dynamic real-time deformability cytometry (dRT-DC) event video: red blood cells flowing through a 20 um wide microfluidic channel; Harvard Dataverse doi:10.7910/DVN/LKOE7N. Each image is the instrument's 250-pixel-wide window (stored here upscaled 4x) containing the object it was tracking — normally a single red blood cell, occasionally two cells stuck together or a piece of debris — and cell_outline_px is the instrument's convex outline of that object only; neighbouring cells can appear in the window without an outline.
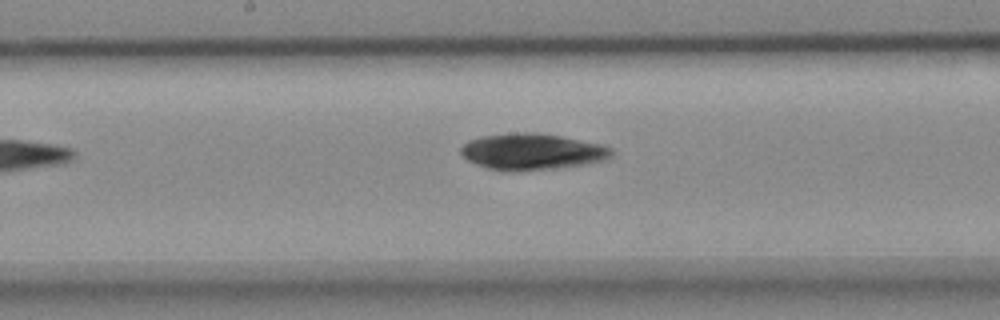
{"species": "common noctule bat (a hibernating species)", "species_latin": "Nyctalus noctula", "temperature_condition": "cold", "stored_images_in_passage": 9, "camera_frame_rate_fps": 3000, "um_per_image_px": 0.085, "animal": {"sex": "female", "body_mass_g": 18.4}, "frame": {"image": 1, "passage_image": 7, "time_ms": 2.0, "image_size_px": [1000, 320], "cell_outline_px": [[612, 152], [608, 156], [600, 160], [580, 164], [548, 168], [488, 168], [476, 164], [468, 160], [460, 152], [460, 148], [468, 140], [480, 136], [512, 132], [536, 132], [560, 136], [600, 144], [612, 148]], "centroid_in_image_um": [45.15, 12.82], "position_along_channel_um": 203.0, "area_um2": 30.46}}
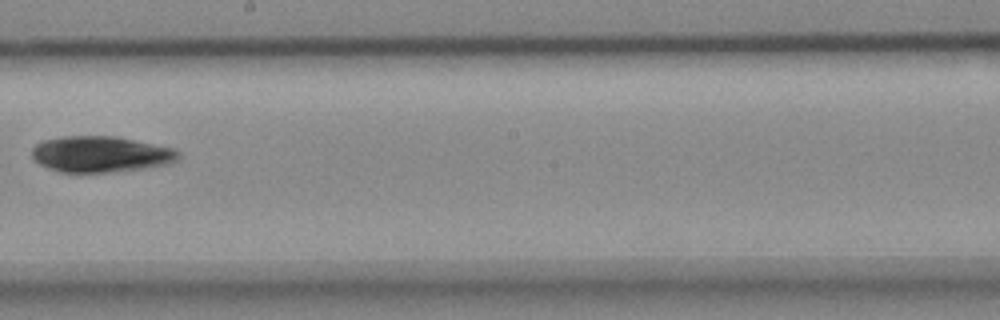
{"frame": {"image": 2, "passage_image": 8, "time_ms": 2.333, "image_size_px": [1000, 320], "cell_outline_px": [[180, 152], [172, 160], [160, 164], [140, 168], [108, 172], [60, 172], [48, 168], [40, 164], [32, 156], [32, 148], [36, 144], [44, 140], [60, 136], [116, 136], [172, 148]], "centroid_in_image_um": [8.44, 13.09], "position_along_channel_um": 239.8, "area_um2": 30.06}}
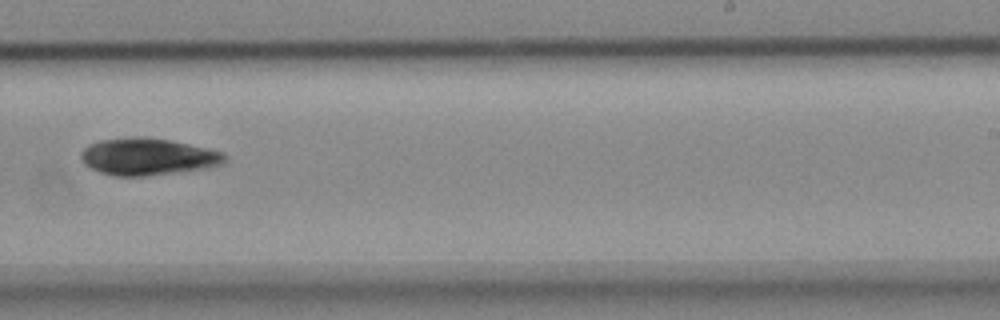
{"frame": {"image": 3, "passage_image": 9, "time_ms": 2.667, "image_size_px": [1000, 320], "cell_outline_px": [[228, 160], [220, 164], [204, 168], [144, 176], [112, 176], [100, 172], [84, 164], [80, 156], [80, 152], [88, 144], [100, 140], [132, 136], [144, 136], [172, 140], [208, 148], [224, 152], [228, 156]], "centroid_in_image_um": [12.55, 13.29], "position_along_channel_um": 276.5, "area_um2": 31.21}}